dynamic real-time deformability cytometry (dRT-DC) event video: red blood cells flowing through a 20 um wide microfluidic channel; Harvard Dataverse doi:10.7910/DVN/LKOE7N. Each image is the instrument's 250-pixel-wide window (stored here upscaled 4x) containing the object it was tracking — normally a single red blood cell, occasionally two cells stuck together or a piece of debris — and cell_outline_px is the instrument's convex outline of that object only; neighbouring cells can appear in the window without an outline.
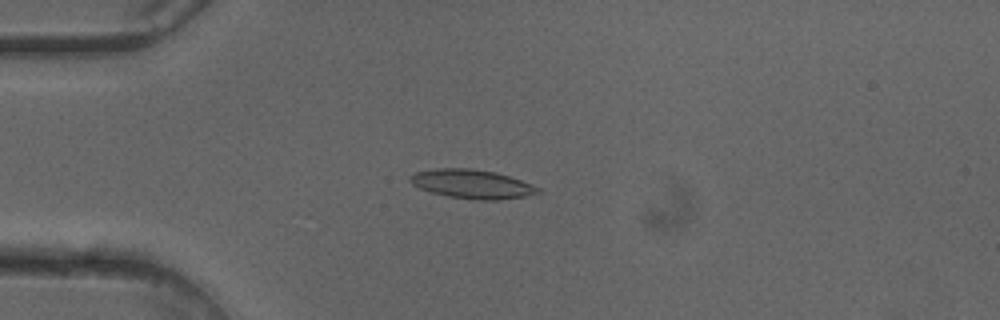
{"species": "common noctule bat (a hibernating species)", "species_latin": "Nyctalus noctula", "temperature_condition": "cold", "stored_images_in_passage": 25, "camera_frame_rate_fps": 3000, "um_per_image_px": 0.085, "animal": {"sex": "female"}, "frame": {"image": 1, "passage_image": 12, "time_ms": 3.667, "image_size_px": [1000, 320], "cell_outline_px": [[540, 192], [524, 196], [500, 200], [476, 200], [448, 196], [432, 192], [420, 188], [412, 184], [408, 180], [408, 176], [412, 172], [436, 168], [468, 168], [496, 172], [532, 184], [540, 188]], "centroid_in_image_um": [40.07, 15.63], "position_along_channel_um": 44.9, "area_um2": 21.62}}
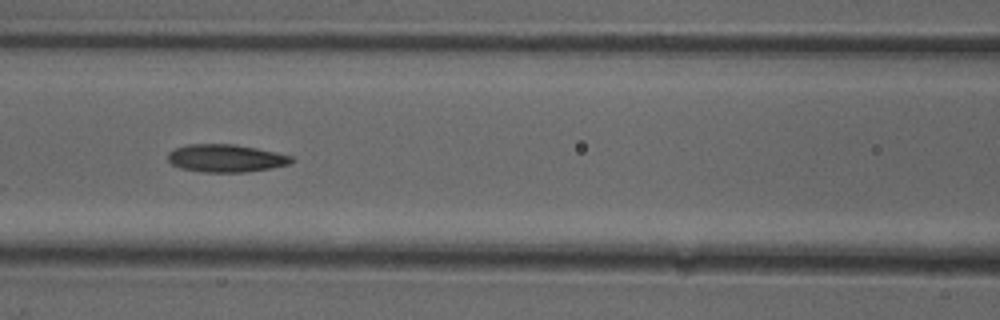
{"frame": {"image": 2, "passage_image": 21, "time_ms": 6.667, "image_size_px": [1000, 320], "cell_outline_px": [[296, 160], [292, 164], [272, 168], [244, 172], [200, 172], [180, 168], [172, 164], [168, 160], [168, 152], [176, 148], [188, 144], [236, 144], [276, 152], [292, 156]], "centroid_in_image_um": [19.23, 13.45], "position_along_channel_um": 147.4, "area_um2": 20.17}}
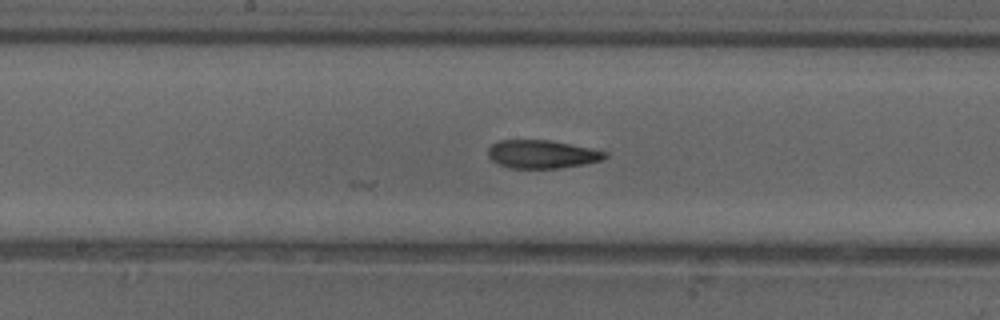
{"frame": {"image": 3, "passage_image": 25, "time_ms": 8.0, "image_size_px": [1000, 320], "cell_outline_px": [[608, 156], [600, 160], [584, 164], [560, 168], [508, 168], [492, 160], [488, 156], [488, 148], [492, 144], [500, 140], [548, 140], [592, 148], [608, 152]], "centroid_in_image_um": [46.07, 13.1], "position_along_channel_um": 202.1, "area_um2": 19.19}}